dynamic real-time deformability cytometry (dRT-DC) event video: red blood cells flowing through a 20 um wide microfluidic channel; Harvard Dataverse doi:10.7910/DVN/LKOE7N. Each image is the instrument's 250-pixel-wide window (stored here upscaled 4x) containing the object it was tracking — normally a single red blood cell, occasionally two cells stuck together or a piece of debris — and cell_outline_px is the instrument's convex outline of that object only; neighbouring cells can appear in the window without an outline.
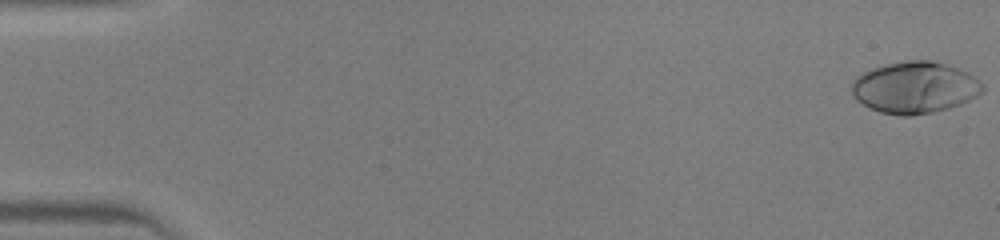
{"species": "human", "species_latin": "Homo sapiens", "temperature_condition": "warm", "stored_images_in_passage": 46, "camera_frame_rate_fps": 3000, "um_per_image_px": 0.085, "donor": {"sex": "male"}, "frame": {"image": 1, "passage_image": 1, "time_ms": 0.0, "image_size_px": [1000, 240], "cell_outline_px": [[984, 92], [960, 104], [948, 108], [932, 112], [912, 116], [900, 116], [880, 112], [868, 108], [856, 100], [852, 92], [852, 80], [856, 76], [872, 68], [904, 60], [928, 60], [960, 68], [968, 72], [984, 84]], "centroid_in_image_um": [77.75, 7.44], "position_along_channel_um": 7.2, "area_um2": 39.59}}
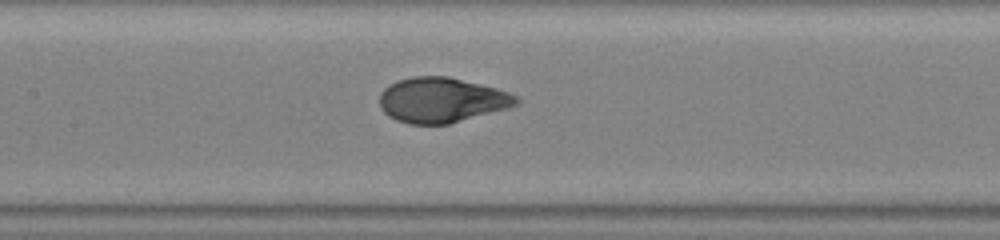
{"frame": {"image": 2, "passage_image": 23, "time_ms": 7.333, "image_size_px": [1000, 240], "cell_outline_px": [[520, 104], [508, 108], [448, 124], [408, 124], [396, 120], [388, 116], [380, 108], [380, 92], [388, 84], [396, 80], [412, 76], [448, 76], [496, 88], [520, 96]], "centroid_in_image_um": [37.53, 8.5], "position_along_channel_um": 169.9, "area_um2": 36.18}}
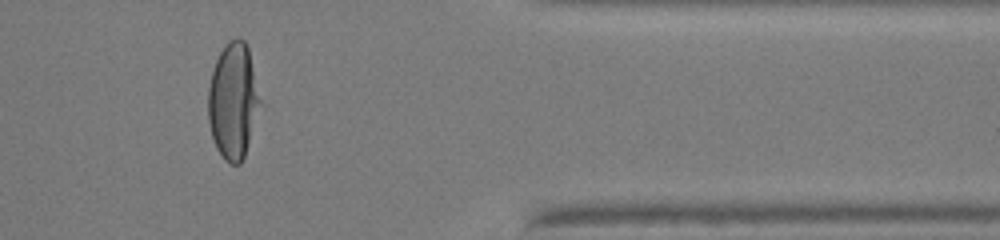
{"frame": {"image": 3, "passage_image": 39, "time_ms": 12.667, "image_size_px": [1000, 240], "cell_outline_px": [[260, 104], [244, 156], [240, 164], [232, 164], [224, 160], [216, 148], [212, 136], [208, 120], [208, 88], [212, 68], [224, 44], [228, 40], [236, 36], [244, 40], [248, 48], [260, 100]], "centroid_in_image_um": [19.78, 8.55], "position_along_channel_um": 391.6, "area_um2": 34.8}}